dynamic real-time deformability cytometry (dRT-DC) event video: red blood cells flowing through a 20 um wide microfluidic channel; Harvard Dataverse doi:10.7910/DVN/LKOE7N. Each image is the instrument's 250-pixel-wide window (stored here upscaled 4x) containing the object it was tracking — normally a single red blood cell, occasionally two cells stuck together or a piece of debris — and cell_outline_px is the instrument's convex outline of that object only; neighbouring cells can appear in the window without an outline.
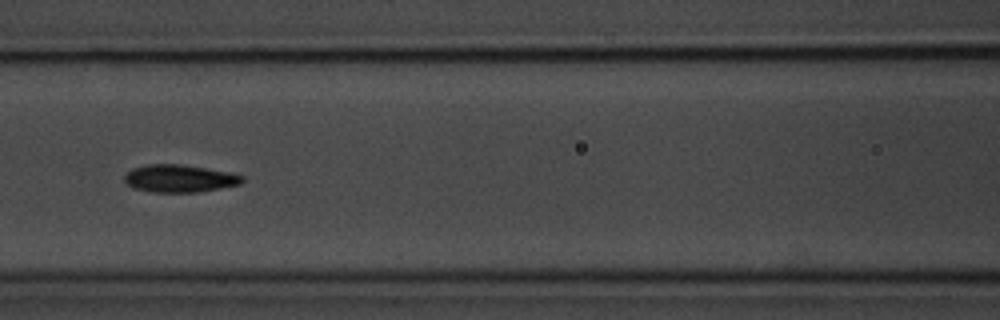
{"species": "common noctule bat (a hibernating species)", "species_latin": "Nyctalus noctula", "temperature_condition": "room temperature", "stored_images_in_passage": 19, "camera_frame_rate_fps": 3000, "um_per_image_px": 0.085, "animal": {"sex": "male", "body_mass_g": 20.1, "forearm_length_mm": 53.5}, "frame": {"image": 1, "passage_image": 9, "time_ms": 2.667, "image_size_px": [1000, 320], "cell_outline_px": [[244, 180], [240, 184], [200, 192], [152, 192], [132, 188], [124, 180], [124, 176], [132, 168], [148, 164], [180, 164], [228, 172], [244, 176]], "centroid_in_image_um": [15.24, 15.17], "position_along_channel_um": 151.4, "area_um2": 18.84}}